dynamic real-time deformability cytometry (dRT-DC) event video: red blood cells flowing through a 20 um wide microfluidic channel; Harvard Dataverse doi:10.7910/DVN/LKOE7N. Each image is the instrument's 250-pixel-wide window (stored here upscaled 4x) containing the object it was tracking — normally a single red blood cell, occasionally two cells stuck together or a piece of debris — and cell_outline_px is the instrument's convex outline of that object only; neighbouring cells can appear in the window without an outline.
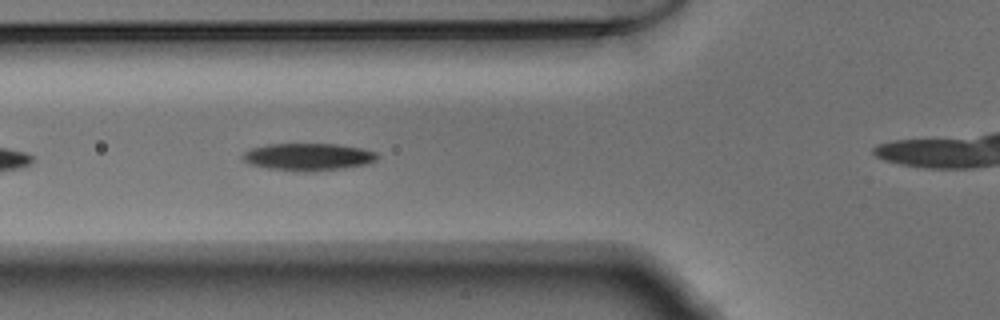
{"species": "Egyptian fruit bat (a non-hibernating species)", "species_latin": "Rousettus aegyptiacus", "temperature_condition": "warm", "stored_images_in_passage": 34, "camera_frame_rate_fps": 3000, "um_per_image_px": 0.085, "animal": {"sex": "male"}, "frame": {"image": 1, "passage_image": 5, "time_ms": 1.333, "image_size_px": [1000, 320], "cell_outline_px": [[380, 156], [376, 160], [368, 164], [344, 168], [308, 172], [268, 168], [252, 164], [244, 160], [240, 156], [244, 152], [252, 148], [268, 144], [336, 144], [360, 148], [376, 152]], "centroid_in_image_um": [26.23, 13.33], "position_along_channel_um": 99.6, "area_um2": 21.33}}
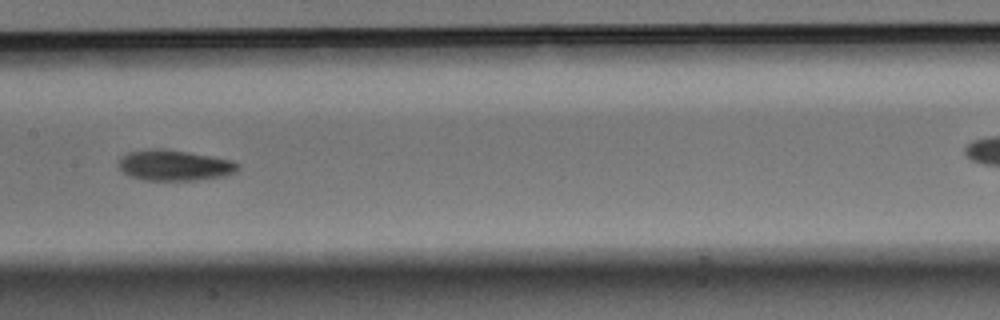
{"frame": {"image": 2, "passage_image": 12, "time_ms": 3.667, "image_size_px": [1000, 320], "cell_outline_px": [[240, 168], [224, 176], [196, 180], [144, 180], [128, 176], [120, 168], [120, 156], [128, 152], [188, 152], [232, 160], [240, 164]], "centroid_in_image_um": [14.88, 14.11], "position_along_channel_um": 192.5, "area_um2": 20.29}}
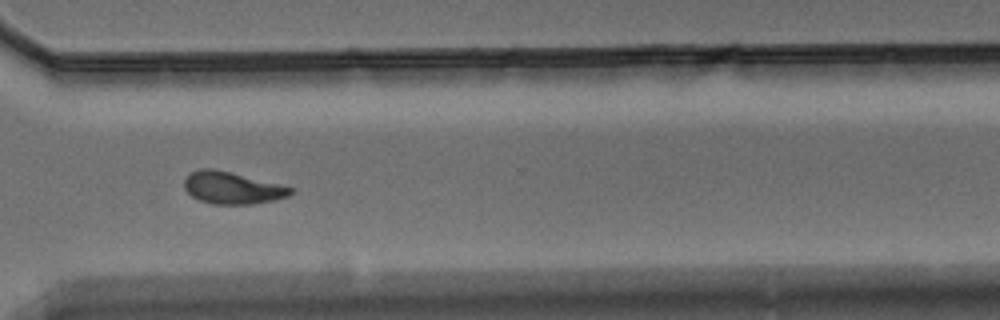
{"frame": {"image": 3, "passage_image": 24, "time_ms": 7.667, "image_size_px": [1000, 320], "cell_outline_px": [[292, 192], [288, 196], [272, 200], [252, 204], [212, 204], [200, 200], [192, 196], [184, 188], [184, 180], [192, 172], [200, 168], [212, 168], [280, 184], [292, 188]], "centroid_in_image_um": [19.71, 15.97], "position_along_channel_um": 350.9, "area_um2": 19.54}}